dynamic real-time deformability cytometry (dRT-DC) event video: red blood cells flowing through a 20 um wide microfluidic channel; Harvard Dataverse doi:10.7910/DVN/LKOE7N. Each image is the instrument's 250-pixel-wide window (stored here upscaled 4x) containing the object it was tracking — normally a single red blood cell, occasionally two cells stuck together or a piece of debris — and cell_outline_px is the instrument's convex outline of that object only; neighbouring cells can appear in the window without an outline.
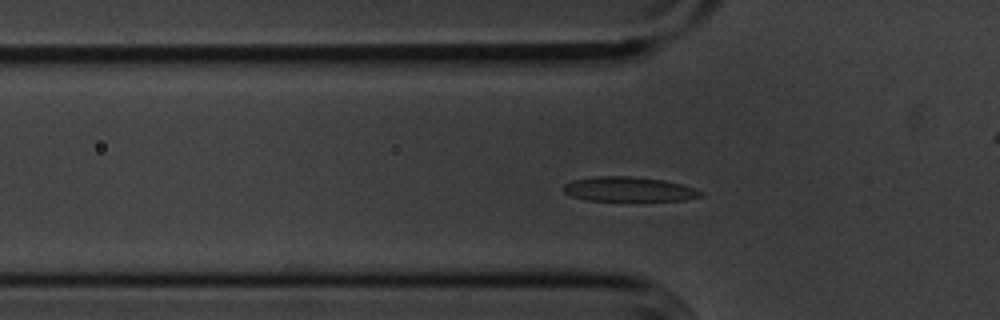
{"species": "common noctule bat (a hibernating species)", "species_latin": "Nyctalus noctula", "temperature_condition": "cold", "stored_images_in_passage": 53, "camera_frame_rate_fps": 3000, "um_per_image_px": 0.085, "animal": {"sex": "male", "body_mass_g": 20.1, "forearm_length_mm": 53.5}, "frame": {"image": 1, "passage_image": 14, "time_ms": 4.333, "image_size_px": [1000, 320], "cell_outline_px": [[704, 196], [684, 200], [584, 200], [572, 196], [564, 192], [564, 184], [572, 180], [592, 176], [632, 176], [664, 180], [680, 184], [704, 192]], "centroid_in_image_um": [53.43, 16.07], "position_along_channel_um": 72.4, "area_um2": 19.59}}
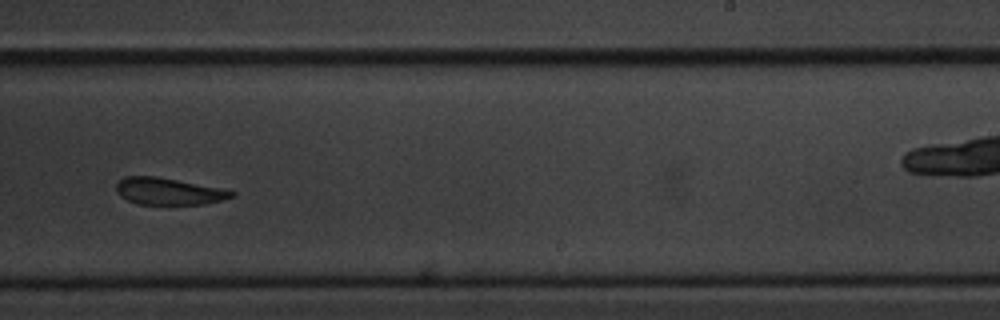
{"frame": {"image": 2, "passage_image": 31, "time_ms": 10.0, "image_size_px": [1000, 320], "cell_outline_px": [[236, 196], [204, 204], [136, 204], [120, 196], [116, 192], [116, 184], [124, 176], [156, 176], [220, 188], [236, 192]], "centroid_in_image_um": [14.3, 16.26], "position_along_channel_um": 274.7, "area_um2": 17.98}}
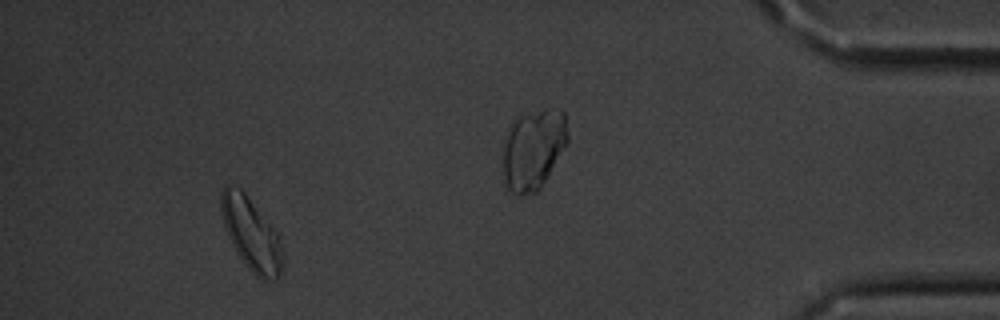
{"frame": {"image": 3, "passage_image": 48, "time_ms": 15.667, "image_size_px": [1000, 320], "cell_outline_px": [[284, 264], [280, 276], [276, 280], [260, 280], [244, 264], [236, 252], [224, 228], [220, 212], [220, 192], [228, 184], [240, 188], [244, 192], [280, 236], [284, 256]], "centroid_in_image_um": [21.37, 19.93], "position_along_channel_um": 413.8, "area_um2": 26.47}}